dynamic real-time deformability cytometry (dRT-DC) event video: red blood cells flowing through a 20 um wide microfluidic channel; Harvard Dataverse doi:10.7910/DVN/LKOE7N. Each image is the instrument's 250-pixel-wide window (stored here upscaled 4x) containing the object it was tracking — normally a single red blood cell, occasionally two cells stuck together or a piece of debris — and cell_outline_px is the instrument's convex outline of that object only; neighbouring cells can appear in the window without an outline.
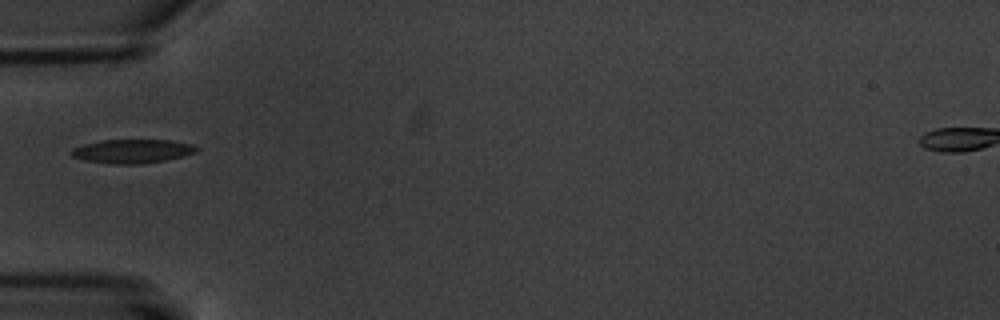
{"species": "common noctule bat (a hibernating species)", "species_latin": "Nyctalus noctula", "temperature_condition": "warm", "stored_images_in_passage": 11, "camera_frame_rate_fps": 3000, "um_per_image_px": 0.085, "animal": {"sex": "male", "body_mass_g": 20.1, "forearm_length_mm": 53.5}, "frame": {"image": 1, "passage_image": 1, "time_ms": 0.0, "image_size_px": [1000, 320], "cell_outline_px": [[200, 148], [196, 152], [164, 160], [144, 164], [112, 164], [84, 160], [72, 156], [68, 152], [72, 148], [84, 144], [100, 140], [172, 140], [192, 144]], "centroid_in_image_um": [11.21, 12.85], "position_along_channel_um": 73.8, "area_um2": 17.46}}
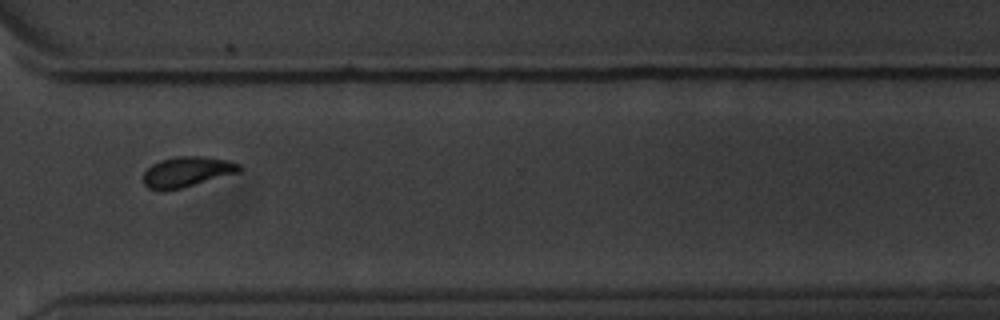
{"frame": {"image": 2, "passage_image": 8, "time_ms": 8.333, "image_size_px": [1000, 320], "cell_outline_px": [[244, 168], [240, 172], [180, 188], [164, 192], [160, 192], [148, 188], [144, 184], [144, 172], [152, 164], [160, 160], [176, 156], [204, 156], [228, 160], [240, 164]], "centroid_in_image_um": [15.89, 14.61], "position_along_channel_um": 354.7, "area_um2": 17.17}}
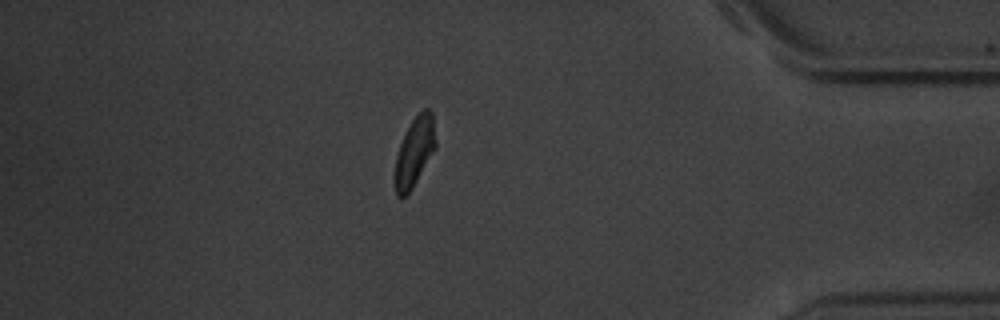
{"frame": {"image": 3, "passage_image": 10, "time_ms": 10.667, "image_size_px": [1000, 320], "cell_outline_px": [[436, 148], [412, 188], [404, 196], [396, 196], [396, 156], [400, 144], [412, 120], [424, 108], [428, 108], [432, 112], [436, 140]], "centroid_in_image_um": [35.27, 12.86], "position_along_channel_um": 399.9, "area_um2": 15.95}, "authors_computed_cell_mechanics": {"area_um2": 16.8776, "velocity_mm_per_s": 3.3652, "shape_relaxation_time_tau1_ms": 1.9264, "shape_relaxation_time_tau2_ms": null, "deformation_change_tau1": 0.1071, "deformation_change_tau2": null}}